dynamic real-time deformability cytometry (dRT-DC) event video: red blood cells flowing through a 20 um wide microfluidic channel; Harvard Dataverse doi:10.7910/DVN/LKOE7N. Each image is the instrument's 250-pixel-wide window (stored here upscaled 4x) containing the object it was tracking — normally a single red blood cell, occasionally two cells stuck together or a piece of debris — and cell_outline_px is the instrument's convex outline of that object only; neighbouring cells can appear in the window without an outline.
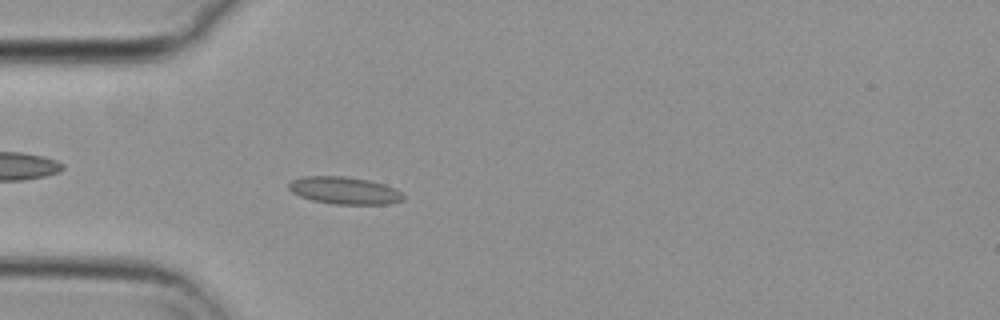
{"species": "common noctule bat (a hibernating species)", "species_latin": "Nyctalus noctula", "temperature_condition": "cold", "stored_images_in_passage": 55, "camera_frame_rate_fps": 3000, "um_per_image_px": 0.085, "animal": {"sex": "female", "body_mass_g": 29.2, "forearm_length_mm": 56.3}, "frame": {"image": 1, "passage_image": 16, "time_ms": 5.0, "image_size_px": [1000, 320], "cell_outline_px": [[404, 200], [388, 204], [332, 204], [312, 200], [300, 196], [292, 192], [288, 188], [288, 184], [292, 180], [304, 176], [344, 176], [368, 180], [384, 184], [400, 192], [404, 196]], "centroid_in_image_um": [29.25, 16.19], "position_along_channel_um": 55.7, "area_um2": 18.15}}
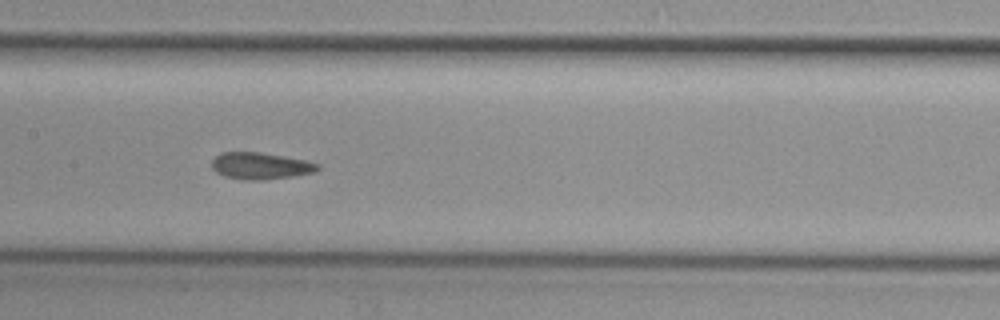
{"frame": {"image": 2, "passage_image": 27, "time_ms": 8.667, "image_size_px": [1000, 320], "cell_outline_px": [[320, 168], [316, 172], [292, 176], [264, 180], [244, 180], [224, 176], [216, 172], [212, 168], [212, 160], [220, 152], [260, 152], [304, 160], [320, 164]], "centroid_in_image_um": [22.13, 14.1], "position_along_channel_um": 185.3, "area_um2": 16.53}}
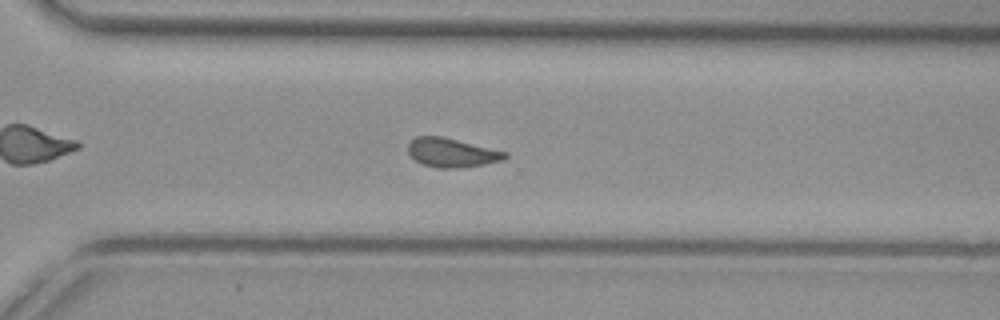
{"frame": {"image": 3, "passage_image": 39, "time_ms": 12.667, "image_size_px": [1000, 320], "cell_outline_px": [[508, 156], [504, 160], [484, 164], [460, 168], [436, 168], [420, 164], [408, 152], [408, 144], [416, 136], [444, 136], [508, 152]], "centroid_in_image_um": [38.41, 12.97], "position_along_channel_um": 332.2, "area_um2": 16.59}, "authors_computed_cell_mechanics": {"area_um2": 16.8198, "velocity_mm_per_s": 3.6833, "shape_relaxation_time_tau1_ms": null, "shape_relaxation_time_tau2_ms": 1.9167, "deformation_change_tau1": null, "deformation_change_tau2": 0.0878}}